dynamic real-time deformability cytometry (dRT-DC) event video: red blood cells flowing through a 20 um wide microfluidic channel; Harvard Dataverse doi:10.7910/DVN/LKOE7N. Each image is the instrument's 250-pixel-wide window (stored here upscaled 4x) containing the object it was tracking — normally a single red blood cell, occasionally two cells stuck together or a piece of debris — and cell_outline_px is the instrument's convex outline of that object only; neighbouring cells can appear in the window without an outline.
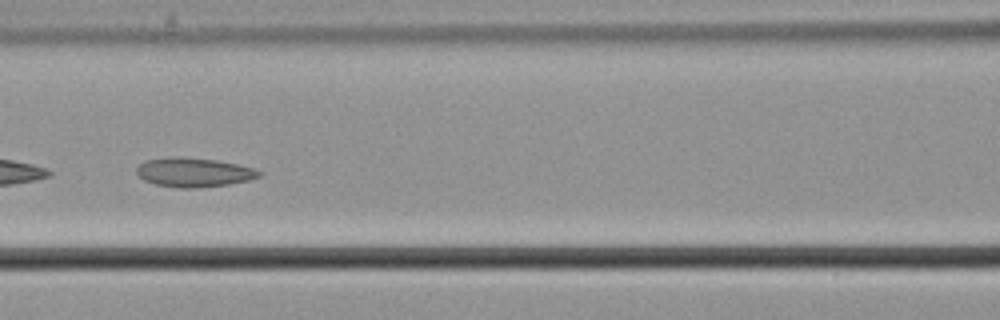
{"species": "common noctule bat (a hibernating species)", "species_latin": "Nyctalus noctula", "temperature_condition": "cold", "stored_images_in_passage": 55, "camera_frame_rate_fps": 3000, "um_per_image_px": 0.085, "animal": {"sex": "male", "body_mass_g": 21.5, "forearm_length_mm": 52.0}, "frame": {"image": 1, "passage_image": 25, "time_ms": 8.0, "image_size_px": [1000, 320], "cell_outline_px": [[264, 172], [260, 176], [248, 180], [228, 184], [196, 188], [176, 188], [156, 184], [144, 180], [136, 172], [136, 168], [144, 160], [216, 160], [236, 164], [252, 168]], "centroid_in_image_um": [16.52, 14.71], "position_along_channel_um": 150.1, "area_um2": 19.71}}
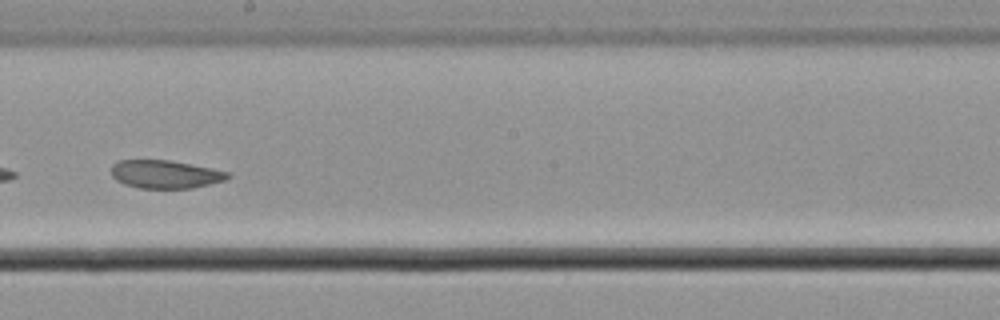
{"frame": {"image": 2, "passage_image": 32, "time_ms": 10.333, "image_size_px": [1000, 320], "cell_outline_px": [[232, 176], [224, 180], [192, 188], [140, 188], [124, 184], [116, 180], [112, 176], [112, 164], [116, 160], [172, 160], [192, 164], [228, 172]], "centroid_in_image_um": [14.02, 14.8], "position_along_channel_um": 234.2, "area_um2": 19.07}}
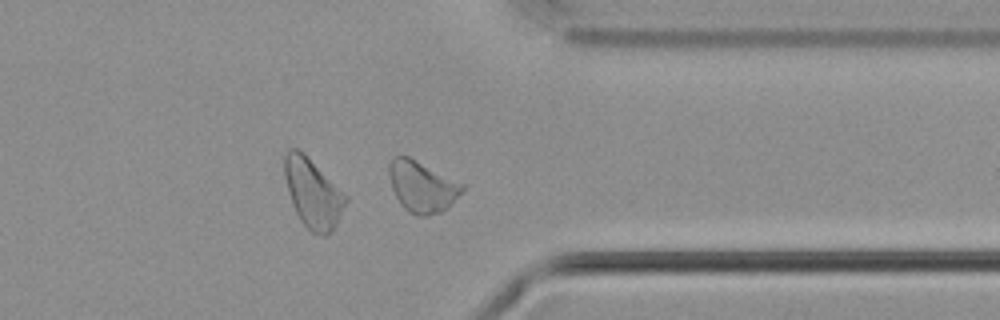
{"frame": {"image": 3, "passage_image": 44, "time_ms": 14.333, "image_size_px": [1000, 320], "cell_outline_px": [[464, 188], [448, 208], [440, 212], [428, 216], [416, 216], [408, 212], [400, 204], [392, 188], [388, 176], [388, 164], [392, 156], [408, 156], [464, 184]], "centroid_in_image_um": [35.84, 15.86], "position_along_channel_um": 375.6, "area_um2": 21.85}, "authors_computed_cell_mechanics": {"area_um2": 21.8484, "velocity_mm_per_s": 3.6139, "shape_relaxation_time_tau1_ms": null, "shape_relaxation_time_tau2_ms": 4.8508, "deformation_change_tau1": null, "deformation_change_tau2": 0.0749}}